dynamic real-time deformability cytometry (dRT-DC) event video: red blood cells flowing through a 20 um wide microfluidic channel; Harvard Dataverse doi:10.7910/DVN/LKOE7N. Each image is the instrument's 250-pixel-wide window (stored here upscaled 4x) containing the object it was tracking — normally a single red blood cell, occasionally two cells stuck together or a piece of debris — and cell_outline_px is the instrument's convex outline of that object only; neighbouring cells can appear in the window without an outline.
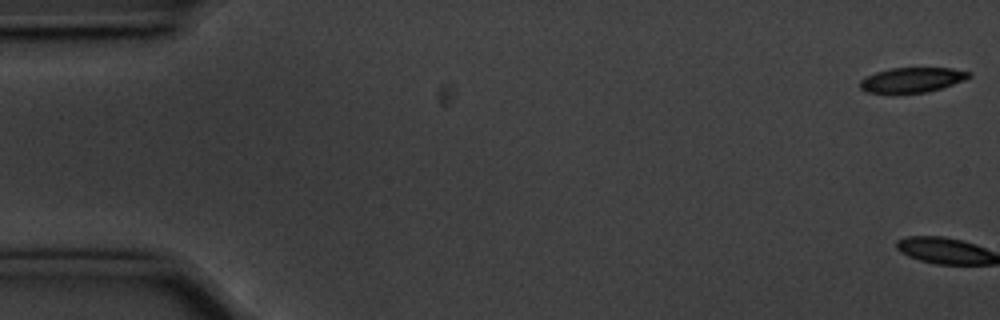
{"species": "common noctule bat (a hibernating species)", "species_latin": "Nyctalus noctula", "temperature_condition": "cold", "stored_images_in_passage": 3, "camera_frame_rate_fps": 3000, "um_per_image_px": 0.085, "animal": {"sex": "male", "body_mass_g": 20.1, "forearm_length_mm": 53.5}, "frame": {"image": 1, "passage_image": 1, "time_ms": 0.0, "image_size_px": [1000, 320], "cell_outline_px": [[972, 76], [964, 80], [940, 88], [924, 92], [892, 96], [864, 92], [860, 88], [860, 80], [864, 76], [876, 72], [892, 68], [952, 68], [972, 72]], "centroid_in_image_um": [77.44, 6.83], "position_along_channel_um": 7.6, "area_um2": 16.47}}